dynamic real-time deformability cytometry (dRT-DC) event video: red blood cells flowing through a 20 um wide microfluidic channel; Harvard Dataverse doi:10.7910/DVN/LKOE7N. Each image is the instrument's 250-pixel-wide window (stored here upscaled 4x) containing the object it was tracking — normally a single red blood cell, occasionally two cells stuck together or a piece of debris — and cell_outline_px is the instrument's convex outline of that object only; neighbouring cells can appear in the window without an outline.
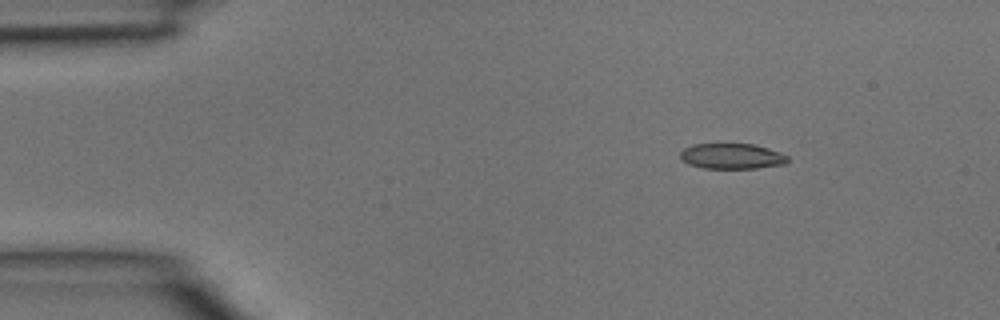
{"species": "common noctule bat (a hibernating species)", "species_latin": "Nyctalus noctula", "temperature_condition": "room temperature", "stored_images_in_passage": 4, "camera_frame_rate_fps": 3000, "um_per_image_px": 0.085, "animal": {"sex": "male", "body_mass_g": 15.6}, "frame": {"image": 1, "passage_image": 1, "time_ms": 0.0, "image_size_px": [1000, 320], "cell_outline_px": [[788, 160], [784, 164], [756, 168], [704, 168], [688, 164], [680, 160], [680, 152], [684, 148], [692, 144], [756, 144], [780, 152], [788, 156]], "centroid_in_image_um": [62.18, 13.27], "position_along_channel_um": 22.8, "area_um2": 16.01}}
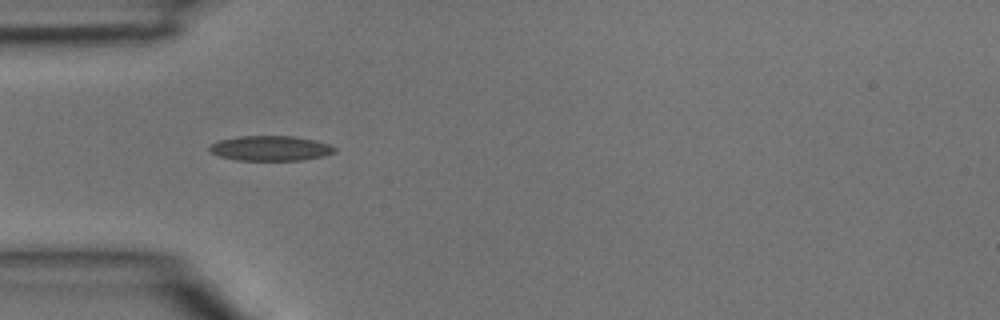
{"frame": {"image": 2, "passage_image": 3, "time_ms": 0.667, "image_size_px": [1000, 320], "cell_outline_px": [[336, 152], [324, 156], [304, 160], [236, 160], [220, 156], [212, 152], [208, 148], [212, 144], [220, 140], [236, 136], [292, 136], [316, 140], [328, 144], [336, 148]], "centroid_in_image_um": [23.02, 12.6], "position_along_channel_um": 62.0, "area_um2": 18.21}}
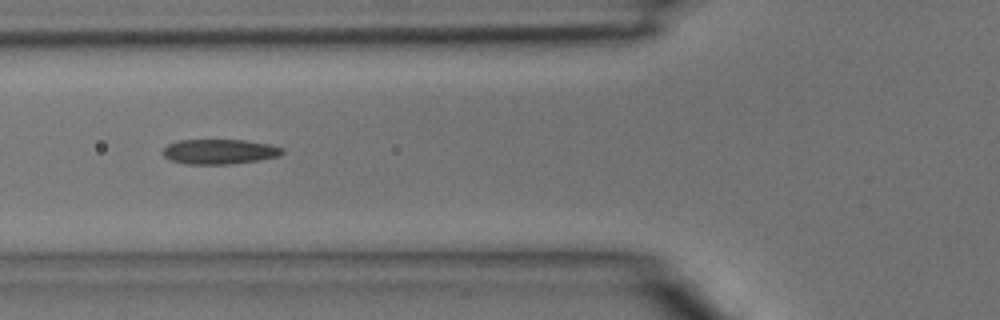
{"frame": {"image": 3, "passage_image": 4, "time_ms": 1.0, "image_size_px": [1000, 320], "cell_outline_px": [[284, 152], [280, 156], [256, 160], [228, 164], [184, 164], [172, 160], [164, 156], [164, 148], [168, 144], [176, 140], [244, 140], [268, 144], [284, 148]], "centroid_in_image_um": [18.65, 12.88], "position_along_channel_um": 107.1, "area_um2": 17.22}}